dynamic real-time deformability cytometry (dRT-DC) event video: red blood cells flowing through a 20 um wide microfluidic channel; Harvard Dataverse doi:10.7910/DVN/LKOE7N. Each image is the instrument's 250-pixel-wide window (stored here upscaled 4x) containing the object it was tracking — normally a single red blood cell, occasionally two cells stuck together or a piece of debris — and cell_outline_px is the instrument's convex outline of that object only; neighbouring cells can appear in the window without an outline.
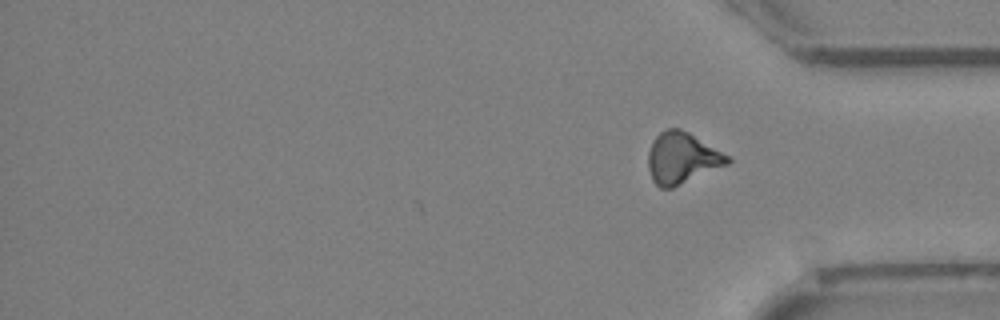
{"species": "Egyptian fruit bat (a non-hibernating species)", "species_latin": "Rousettus aegyptiacus", "temperature_condition": "cold", "stored_images_in_passage": 26, "camera_frame_rate_fps": 3000, "um_per_image_px": 0.085, "animal": {"sex": "female"}, "frame": {"image": 1, "passage_image": 26, "time_ms": 8.333, "image_size_px": [1000, 320], "cell_outline_px": [[732, 160], [728, 164], [672, 188], [660, 188], [652, 180], [648, 168], [648, 152], [652, 140], [664, 128], [680, 128], [688, 132], [728, 156]], "centroid_in_image_um": [57.92, 13.43], "position_along_channel_um": 377.3, "area_um2": 23.52}, "authors_computed_cell_mechanics": {"area_um2": 23.2645, "velocity_mm_per_s": 3.9859, "shape_relaxation_time_tau1_ms": 10.3138, "shape_relaxation_time_tau2_ms": 4.3939, "deformation_change_tau1": 0.2187, "deformation_change_tau2": 0.1357}}